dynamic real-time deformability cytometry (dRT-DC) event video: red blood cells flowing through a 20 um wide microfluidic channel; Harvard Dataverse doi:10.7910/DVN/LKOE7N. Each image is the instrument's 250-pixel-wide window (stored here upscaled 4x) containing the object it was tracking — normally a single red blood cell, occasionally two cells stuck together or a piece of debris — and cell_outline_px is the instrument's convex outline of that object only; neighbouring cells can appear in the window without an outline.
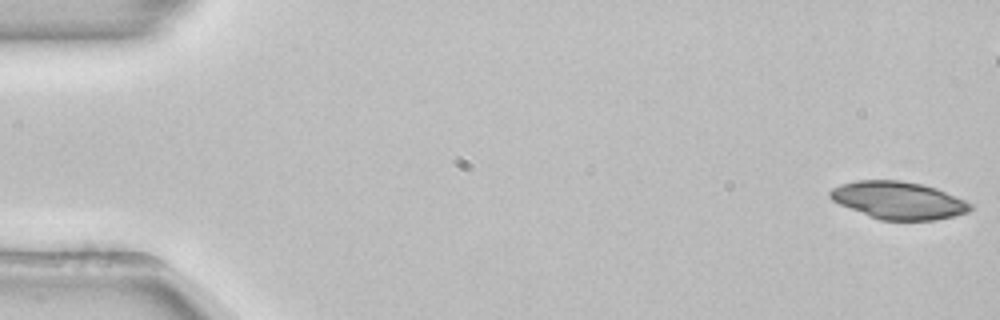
{"species": "common noctule bat (a hibernating species)", "species_latin": "Nyctalus noctula", "temperature_condition": "room temperature", "stored_images_in_passage": 53, "camera_frame_rate_fps": 3000, "um_per_image_px": 0.085, "animal": {"sex": "female", "body_mass_g": 22.7, "forearm_length_mm": 54.2}, "frame": {"image": 1, "passage_image": 1, "time_ms": 0.0, "image_size_px": [1000, 320], "cell_outline_px": [[972, 208], [968, 212], [936, 220], [880, 220], [868, 216], [840, 204], [832, 200], [828, 196], [828, 192], [832, 188], [840, 184], [856, 180], [900, 180], [920, 184], [936, 188], [964, 200], [972, 204]], "centroid_in_image_um": [76.33, 17.02], "position_along_channel_um": 8.7, "area_um2": 30.58}}